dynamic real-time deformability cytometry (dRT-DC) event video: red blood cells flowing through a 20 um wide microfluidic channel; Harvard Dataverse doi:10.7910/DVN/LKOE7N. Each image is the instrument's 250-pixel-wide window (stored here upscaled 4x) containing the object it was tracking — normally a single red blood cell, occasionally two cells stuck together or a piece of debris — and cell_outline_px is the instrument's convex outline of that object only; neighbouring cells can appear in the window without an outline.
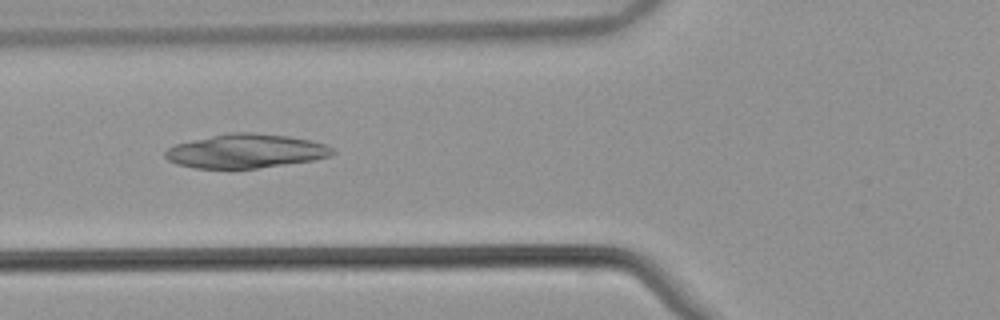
{"species": "common noctule bat (a hibernating species)", "species_latin": "Nyctalus noctula", "temperature_condition": "warm", "stored_images_in_passage": 48, "camera_frame_rate_fps": 3000, "um_per_image_px": 0.085, "animal": {"sex": "male", "body_mass_g": 21.5, "forearm_length_mm": 52.0}, "frame": {"image": 1, "passage_image": 15, "time_ms": 4.667, "image_size_px": [1000, 320], "cell_outline_px": [[336, 152], [328, 156], [312, 160], [256, 168], [196, 168], [176, 164], [168, 160], [164, 156], [164, 152], [168, 148], [176, 144], [228, 132], [252, 132], [288, 136], [312, 140], [324, 144], [332, 148]], "centroid_in_image_um": [20.87, 12.83], "position_along_channel_um": 104.9, "area_um2": 32.89}}
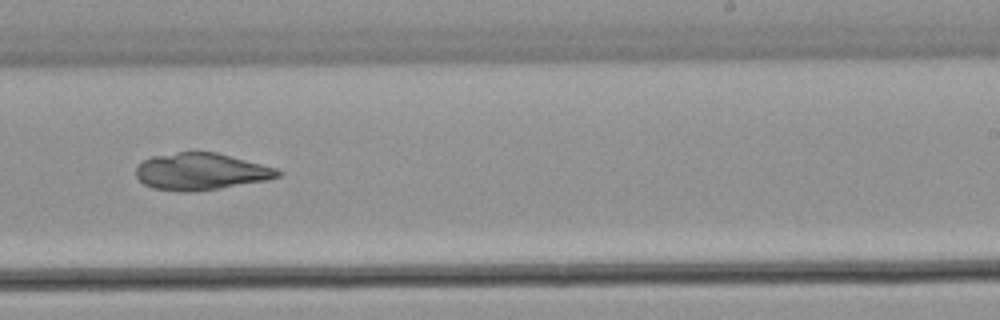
{"frame": {"image": 2, "passage_image": 28, "time_ms": 9.0, "image_size_px": [1000, 320], "cell_outline_px": [[284, 172], [280, 176], [268, 180], [220, 188], [188, 192], [184, 192], [152, 188], [144, 184], [136, 176], [136, 168], [144, 160], [152, 156], [176, 152], [216, 152], [276, 168]], "centroid_in_image_um": [17.09, 14.58], "position_along_channel_um": 271.9, "area_um2": 30.4}}
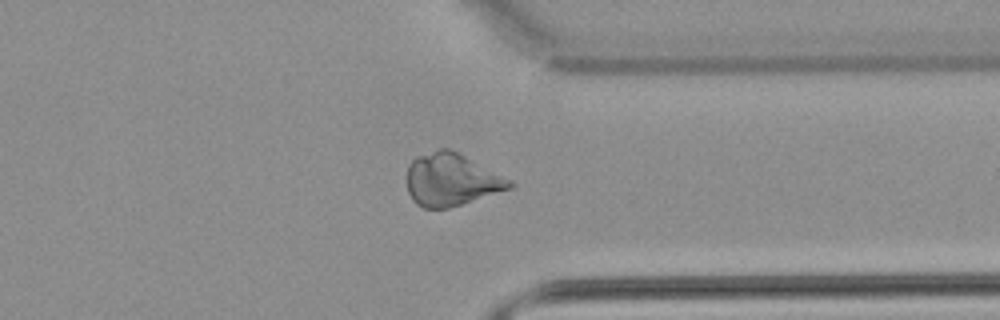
{"frame": {"image": 3, "passage_image": 36, "time_ms": 11.667, "image_size_px": [1000, 320], "cell_outline_px": [[516, 184], [512, 188], [448, 208], [424, 208], [416, 204], [412, 200], [408, 192], [408, 164], [416, 156], [440, 148], [448, 148], [512, 180]], "centroid_in_image_um": [38.35, 15.28], "position_along_channel_um": 373.0, "area_um2": 31.15}}